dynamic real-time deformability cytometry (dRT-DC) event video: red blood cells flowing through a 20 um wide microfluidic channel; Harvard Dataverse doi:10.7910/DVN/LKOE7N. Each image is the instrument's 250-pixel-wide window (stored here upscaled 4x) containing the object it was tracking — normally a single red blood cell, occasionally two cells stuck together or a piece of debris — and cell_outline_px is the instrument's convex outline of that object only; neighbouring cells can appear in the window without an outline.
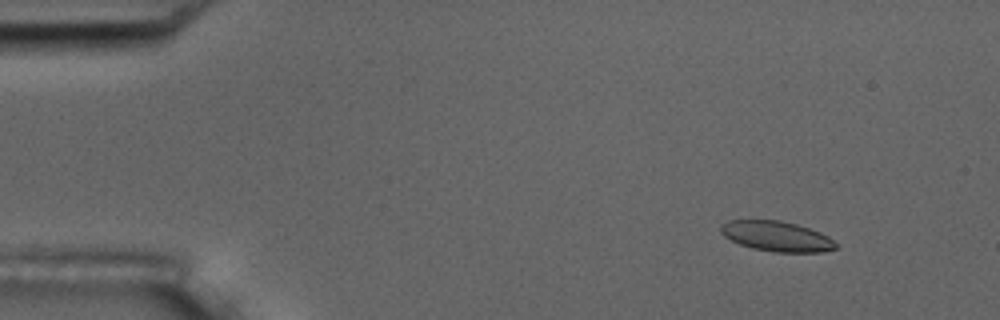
{"species": "common noctule bat (a hibernating species)", "species_latin": "Nyctalus noctula", "temperature_condition": "room temperature", "stored_images_in_passage": 5, "camera_frame_rate_fps": 3000, "um_per_image_px": 0.085, "animal": {"sex": "male", "body_mass_g": 17.5, "forearm_length_mm": 52.3}, "frame": {"image": 1, "passage_image": 2, "time_ms": 1.0, "image_size_px": [1000, 320], "cell_outline_px": [[836, 248], [824, 252], [772, 252], [752, 248], [740, 244], [724, 236], [720, 232], [720, 224], [728, 220], [780, 220], [796, 224], [820, 232], [828, 236], [836, 244]], "centroid_in_image_um": [65.99, 20.08], "position_along_channel_um": 19.0, "area_um2": 20.23}}
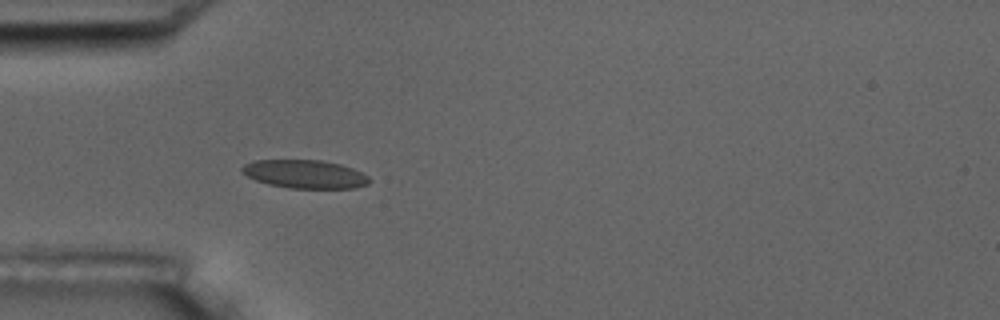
{"frame": {"image": 2, "passage_image": 5, "time_ms": 4.667, "image_size_px": [1000, 320], "cell_outline_px": [[368, 184], [356, 188], [288, 188], [268, 184], [256, 180], [240, 172], [240, 168], [244, 164], [252, 160], [320, 160], [340, 164], [352, 168], [368, 176]], "centroid_in_image_um": [25.87, 14.79], "position_along_channel_um": 59.1, "area_um2": 21.04}}